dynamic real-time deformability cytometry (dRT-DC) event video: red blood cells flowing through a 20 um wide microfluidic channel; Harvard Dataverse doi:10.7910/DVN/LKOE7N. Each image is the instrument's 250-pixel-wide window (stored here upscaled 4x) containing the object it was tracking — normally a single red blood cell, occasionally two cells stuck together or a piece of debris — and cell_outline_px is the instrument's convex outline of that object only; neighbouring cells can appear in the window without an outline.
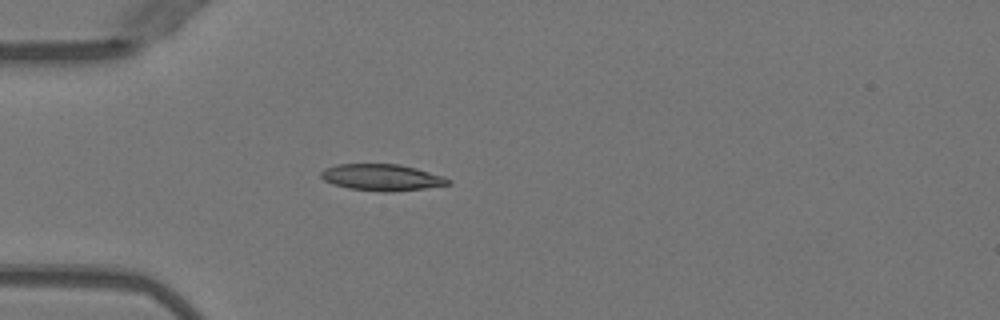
{"species": "Egyptian fruit bat (a non-hibernating species)", "species_latin": "Rousettus aegyptiacus", "temperature_condition": "warm", "stored_images_in_passage": 37, "camera_frame_rate_fps": 3000, "um_per_image_px": 0.085, "animal": {"sex": "female"}, "frame": {"image": 1, "passage_image": 1, "time_ms": 0.0, "image_size_px": [1000, 320], "cell_outline_px": [[452, 184], [424, 188], [388, 192], [384, 192], [348, 188], [332, 184], [324, 180], [320, 176], [320, 172], [324, 168], [336, 164], [400, 164], [416, 168], [444, 176], [452, 180]], "centroid_in_image_um": [32.45, 15.07], "position_along_channel_um": 52.5, "area_um2": 19.77}}
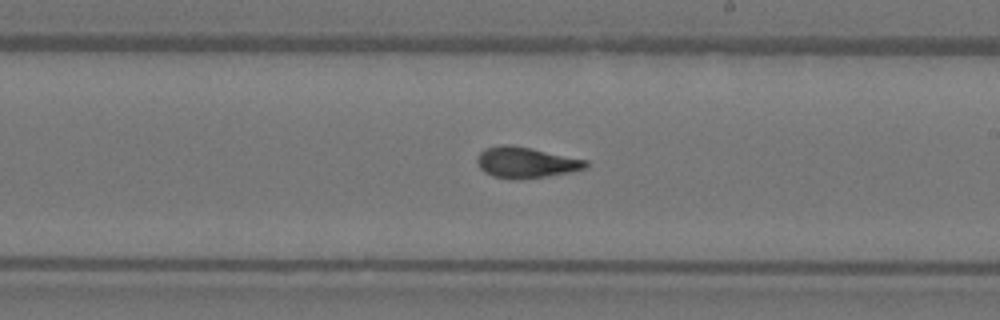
{"frame": {"image": 2, "passage_image": 16, "time_ms": 5.0, "image_size_px": [1000, 320], "cell_outline_px": [[588, 164], [584, 168], [572, 172], [516, 180], [512, 180], [492, 176], [484, 172], [476, 164], [476, 156], [484, 148], [500, 144], [508, 144], [532, 148], [588, 160]], "centroid_in_image_um": [44.64, 13.8], "position_along_channel_um": 244.4, "area_um2": 19.83}}
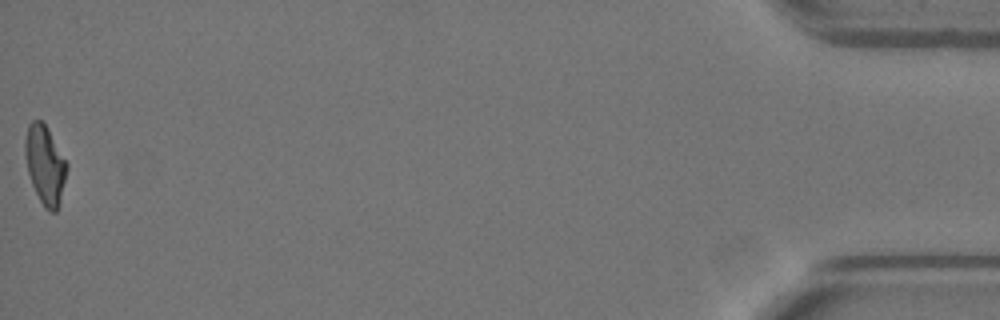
{"frame": {"image": 3, "passage_image": 37, "time_ms": 12.0, "image_size_px": [1000, 320], "cell_outline_px": [[68, 168], [60, 204], [56, 212], [48, 212], [44, 208], [32, 184], [28, 172], [24, 152], [24, 140], [28, 124], [32, 120], [40, 120], [48, 128], [68, 164]], "centroid_in_image_um": [3.83, 14.02], "position_along_channel_um": 431.4, "area_um2": 19.36}, "authors_computed_cell_mechanics": {"area_um2": 19.4786, "velocity_mm_per_s": 4.0341, "shape_relaxation_time_tau1_ms": 5.0273, "shape_relaxation_time_tau2_ms": 1.0131, "deformation_change_tau1": 0.2007, "deformation_change_tau2": 0.0801}}